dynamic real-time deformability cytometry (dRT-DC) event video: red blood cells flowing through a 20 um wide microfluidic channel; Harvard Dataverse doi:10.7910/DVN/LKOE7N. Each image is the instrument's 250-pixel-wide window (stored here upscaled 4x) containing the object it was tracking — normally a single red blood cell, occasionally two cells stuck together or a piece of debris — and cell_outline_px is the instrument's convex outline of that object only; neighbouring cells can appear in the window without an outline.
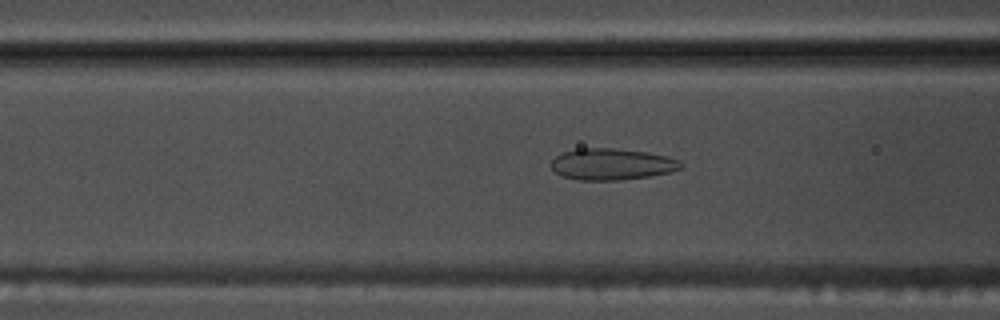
{"species": "common noctule bat (a hibernating species)", "species_latin": "Nyctalus noctula", "temperature_condition": "warm", "stored_images_in_passage": 53, "camera_frame_rate_fps": 3000, "um_per_image_px": 0.085, "animal": {"sex": "male", "body_mass_g": 17.5, "forearm_length_mm": 52.3}, "frame": {"image": 1, "passage_image": 21, "time_ms": 6.667, "image_size_px": [1000, 320], "cell_outline_px": [[684, 168], [668, 172], [648, 176], [616, 180], [580, 180], [560, 176], [552, 168], [552, 160], [560, 152], [576, 148], [612, 148], [648, 152], [668, 156], [680, 160], [684, 164]], "centroid_in_image_um": [52.01, 13.94], "position_along_channel_um": 114.6, "area_um2": 23.93}}
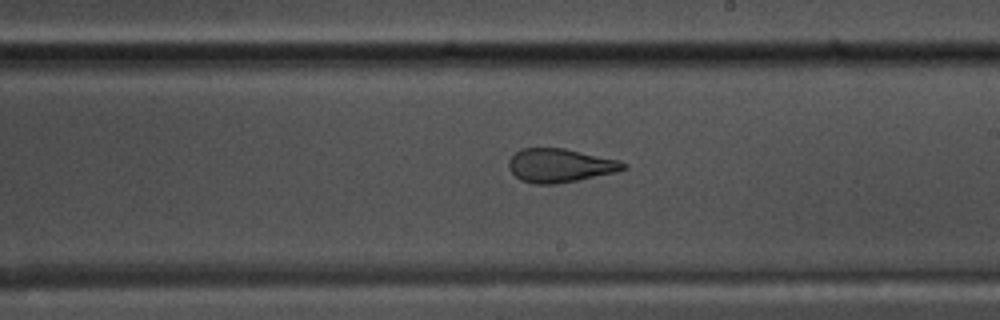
{"frame": {"image": 2, "passage_image": 31, "time_ms": 10.0, "image_size_px": [1000, 320], "cell_outline_px": [[628, 168], [616, 172], [556, 184], [532, 184], [520, 180], [508, 168], [508, 160], [520, 148], [564, 148], [620, 160], [628, 164]], "centroid_in_image_um": [47.6, 14.06], "position_along_channel_um": 241.4, "area_um2": 22.6}}
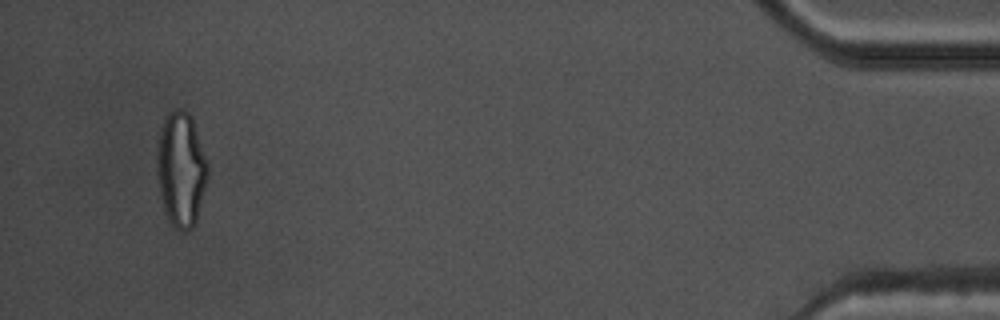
{"frame": {"image": 3, "passage_image": 51, "time_ms": 16.667, "image_size_px": [1000, 320], "cell_outline_px": [[208, 180], [196, 220], [192, 228], [184, 232], [180, 232], [168, 220], [160, 200], [156, 172], [156, 144], [160, 128], [164, 116], [168, 112], [176, 108], [184, 108], [188, 112], [192, 120], [208, 164]], "centroid_in_image_um": [15.35, 14.39], "position_along_channel_um": 419.9, "area_um2": 34.62}, "authors_computed_cell_mechanics": {"area_um2": 26.4146, "velocity_mm_per_s": 3.8102, "shape_relaxation_time_tau1_ms": null, "shape_relaxation_time_tau2_ms": 1.4777, "deformation_change_tau1": null, "deformation_change_tau2": 0.1055}}